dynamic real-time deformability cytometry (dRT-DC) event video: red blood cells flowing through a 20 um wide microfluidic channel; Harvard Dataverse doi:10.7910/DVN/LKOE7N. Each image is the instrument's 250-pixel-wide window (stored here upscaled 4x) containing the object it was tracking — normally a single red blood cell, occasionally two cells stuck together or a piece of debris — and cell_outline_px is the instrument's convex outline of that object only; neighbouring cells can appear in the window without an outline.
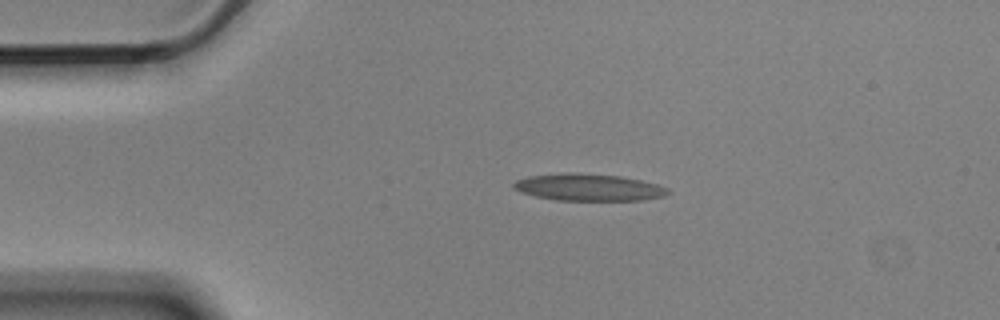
{"species": "Egyptian fruit bat (a non-hibernating species)", "species_latin": "Rousettus aegyptiacus", "temperature_condition": "cold", "stored_images_in_passage": 3, "camera_frame_rate_fps": 3000, "um_per_image_px": 0.085, "animal": {"sex": "male"}, "frame": {"image": 1, "passage_image": 1, "time_ms": 0.0, "image_size_px": [1000, 320], "cell_outline_px": [[672, 192], [664, 196], [640, 200], [556, 200], [536, 196], [520, 192], [512, 188], [512, 184], [516, 180], [528, 176], [560, 172], [576, 172], [620, 176], [640, 180], [656, 184], [668, 188]], "centroid_in_image_um": [49.99, 15.91], "position_along_channel_um": 35.0, "area_um2": 24.45}}
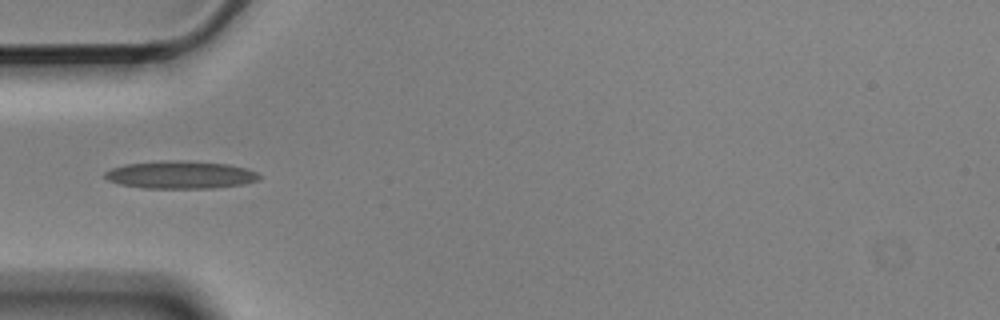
{"frame": {"image": 2, "passage_image": 2, "time_ms": 0.333, "image_size_px": [1000, 320], "cell_outline_px": [[260, 176], [256, 180], [244, 184], [212, 188], [140, 188], [120, 184], [108, 180], [104, 176], [104, 172], [112, 168], [124, 164], [160, 160], [180, 160], [228, 164], [244, 168], [256, 172]], "centroid_in_image_um": [15.28, 14.85], "position_along_channel_um": 69.7, "area_um2": 24.91}}
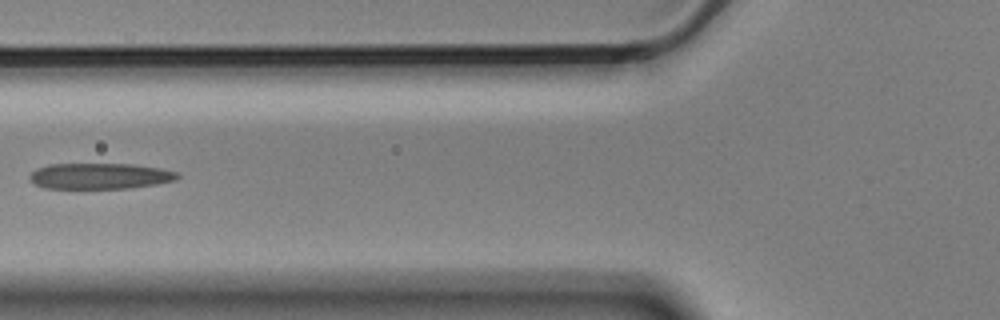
{"frame": {"image": 3, "passage_image": 3, "time_ms": 0.667, "image_size_px": [1000, 320], "cell_outline_px": [[180, 176], [172, 180], [156, 184], [128, 188], [44, 188], [36, 184], [28, 176], [36, 168], [48, 164], [132, 164], [160, 168], [180, 172]], "centroid_in_image_um": [8.49, 14.95], "position_along_channel_um": 117.3, "area_um2": 22.2}}